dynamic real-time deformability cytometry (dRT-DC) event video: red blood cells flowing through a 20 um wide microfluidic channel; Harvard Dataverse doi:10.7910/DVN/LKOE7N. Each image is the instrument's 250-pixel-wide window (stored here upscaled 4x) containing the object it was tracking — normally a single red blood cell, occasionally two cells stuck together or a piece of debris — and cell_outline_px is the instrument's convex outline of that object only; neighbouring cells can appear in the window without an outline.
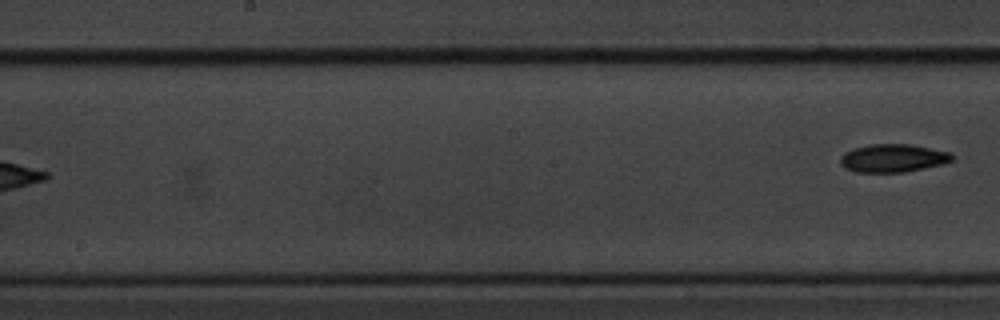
{"species": "common noctule bat (a hibernating species)", "species_latin": "Nyctalus noctula", "temperature_condition": "cold", "stored_images_in_passage": 9, "segment_of_instrument_passage": [2, 2], "camera_frame_rate_fps": 3000, "um_per_image_px": 0.085, "animal": {"sex": "male", "body_mass_g": 20.1, "forearm_length_mm": 53.5}, "frame": {"image": 1, "passage_image": 9, "time_ms": 2.667, "image_size_px": [1000, 320], "cell_outline_px": [[956, 156], [952, 160], [944, 164], [904, 172], [856, 172], [844, 168], [840, 164], [840, 156], [844, 152], [852, 148], [868, 144], [912, 144], [952, 152]], "centroid_in_image_um": [75.91, 13.43], "position_along_channel_um": 172.3, "area_um2": 18.67}}